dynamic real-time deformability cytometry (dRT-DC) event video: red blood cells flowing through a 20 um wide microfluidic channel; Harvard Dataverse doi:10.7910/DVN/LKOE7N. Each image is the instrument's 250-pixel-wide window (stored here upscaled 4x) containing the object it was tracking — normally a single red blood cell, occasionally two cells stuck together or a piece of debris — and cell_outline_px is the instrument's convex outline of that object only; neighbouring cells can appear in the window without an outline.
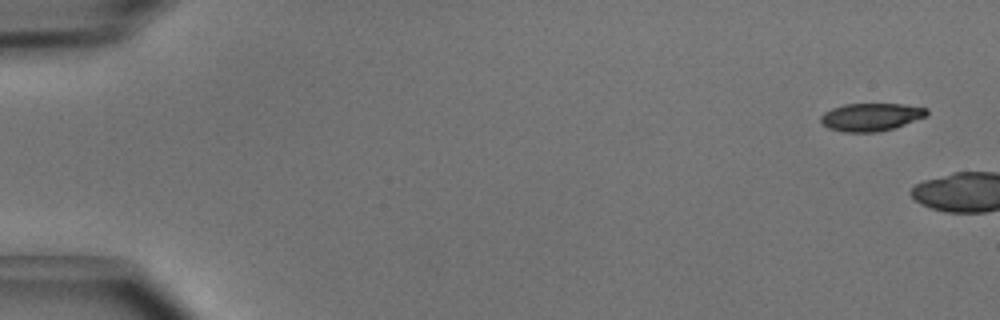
{"species": "common noctule bat (a hibernating species)", "species_latin": "Nyctalus noctula", "temperature_condition": "cold", "stored_images_in_passage": 7, "camera_frame_rate_fps": 3000, "um_per_image_px": 0.085, "animal": {"sex": "male", "body_mass_g": 15.6}, "frame": {"image": 1, "passage_image": 1, "time_ms": 0.0, "image_size_px": [1000, 320], "cell_outline_px": [[928, 116], [892, 128], [876, 132], [844, 132], [828, 128], [820, 120], [820, 116], [824, 112], [832, 108], [844, 104], [904, 104], [928, 108]], "centroid_in_image_um": [74.04, 9.93], "position_along_channel_um": 11.0, "area_um2": 17.17}}
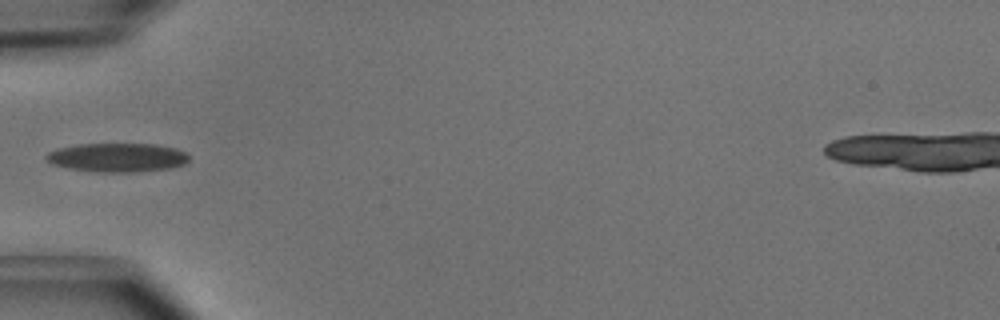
{"frame": {"image": 2, "passage_image": 6, "time_ms": 1.667, "image_size_px": [1000, 320], "cell_outline_px": [[188, 160], [184, 164], [172, 168], [136, 172], [96, 172], [68, 168], [52, 164], [44, 156], [48, 152], [60, 148], [80, 144], [156, 144], [176, 148], [184, 152], [188, 156]], "centroid_in_image_um": [9.99, 13.39], "position_along_channel_um": 75.0, "area_um2": 23.99}}